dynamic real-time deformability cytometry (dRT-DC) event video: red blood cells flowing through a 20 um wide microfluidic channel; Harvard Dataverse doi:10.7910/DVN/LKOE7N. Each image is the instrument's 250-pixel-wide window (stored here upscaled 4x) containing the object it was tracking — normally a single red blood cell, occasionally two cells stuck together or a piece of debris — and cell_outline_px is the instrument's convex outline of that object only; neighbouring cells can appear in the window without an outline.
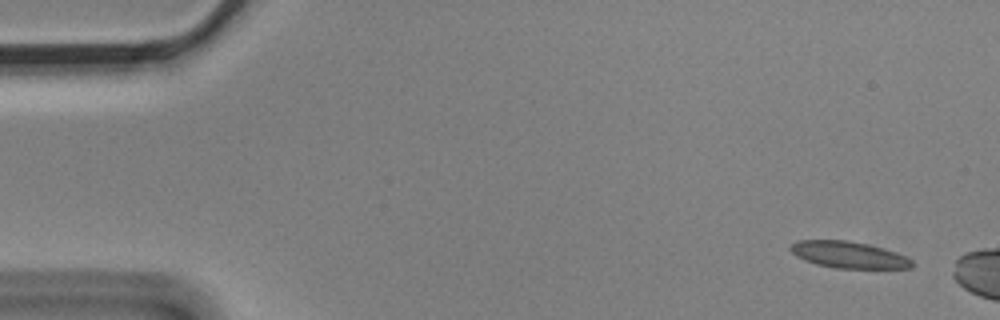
{"species": "Egyptian fruit bat (a non-hibernating species)", "species_latin": "Rousettus aegyptiacus", "temperature_condition": "cold", "stored_images_in_passage": 4, "camera_frame_rate_fps": 3000, "um_per_image_px": 0.085, "animal": {"sex": "male"}, "frame": {"image": 1, "passage_image": 1, "time_ms": 0.0, "image_size_px": [1000, 320], "cell_outline_px": [[916, 264], [912, 268], [836, 268], [816, 264], [804, 260], [796, 256], [788, 248], [796, 240], [848, 240], [868, 244], [884, 248], [896, 252], [912, 260]], "centroid_in_image_um": [72.14, 21.65], "position_along_channel_um": 12.9, "area_um2": 18.96}}